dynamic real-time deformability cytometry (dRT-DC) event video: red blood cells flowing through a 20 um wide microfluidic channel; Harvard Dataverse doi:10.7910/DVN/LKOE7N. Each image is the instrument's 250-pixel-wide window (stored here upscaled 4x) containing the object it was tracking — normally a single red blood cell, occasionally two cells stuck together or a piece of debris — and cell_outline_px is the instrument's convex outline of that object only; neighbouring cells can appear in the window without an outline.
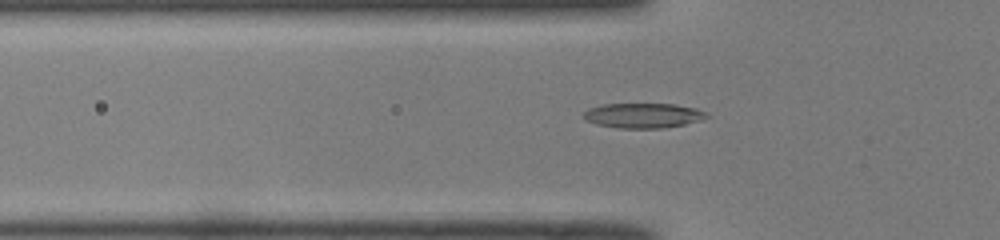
{"species": "common noctule bat (a hibernating species)", "species_latin": "Nyctalus noctula", "temperature_condition": "room temperature", "stored_images_in_passage": 6, "camera_frame_rate_fps": 3000, "um_per_image_px": 0.085, "animal": {"sex": "male", "body_mass_g": 19.0, "forearm_length_mm": 50.8}, "frame": {"image": 1, "passage_image": 4, "time_ms": 1.0, "image_size_px": [1000, 240], "cell_outline_px": [[708, 116], [700, 120], [684, 124], [664, 128], [620, 128], [596, 124], [584, 120], [580, 116], [588, 108], [604, 104], [676, 104], [696, 108], [708, 112]], "centroid_in_image_um": [54.64, 9.81], "position_along_channel_um": 71.2, "area_um2": 17.98}}